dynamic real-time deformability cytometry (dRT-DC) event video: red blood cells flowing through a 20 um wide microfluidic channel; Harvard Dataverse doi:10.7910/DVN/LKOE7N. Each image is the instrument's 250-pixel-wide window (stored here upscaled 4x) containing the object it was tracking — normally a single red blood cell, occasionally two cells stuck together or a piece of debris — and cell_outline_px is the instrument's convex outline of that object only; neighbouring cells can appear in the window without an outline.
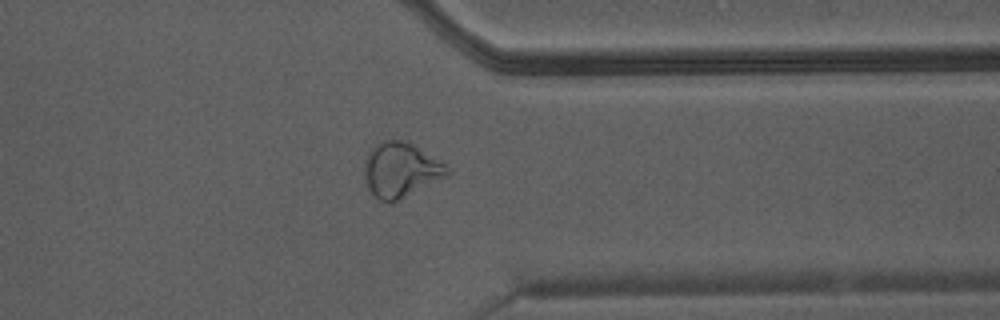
{"species": "Egyptian fruit bat (a non-hibernating species)", "species_latin": "Rousettus aegyptiacus", "temperature_condition": "warm", "stored_images_in_passage": 34, "camera_frame_rate_fps": 3000, "um_per_image_px": 0.085, "animal": {"sex": "male"}, "frame": {"image": 1, "passage_image": 25, "time_ms": 8.0, "image_size_px": [1000, 320], "cell_outline_px": [[452, 172], [448, 176], [392, 204], [388, 204], [380, 200], [368, 188], [364, 180], [364, 168], [368, 156], [372, 148], [384, 140], [404, 140], [412, 144], [444, 164]], "centroid_in_image_um": [34.06, 14.49], "position_along_channel_um": 377.3, "area_um2": 26.3}}